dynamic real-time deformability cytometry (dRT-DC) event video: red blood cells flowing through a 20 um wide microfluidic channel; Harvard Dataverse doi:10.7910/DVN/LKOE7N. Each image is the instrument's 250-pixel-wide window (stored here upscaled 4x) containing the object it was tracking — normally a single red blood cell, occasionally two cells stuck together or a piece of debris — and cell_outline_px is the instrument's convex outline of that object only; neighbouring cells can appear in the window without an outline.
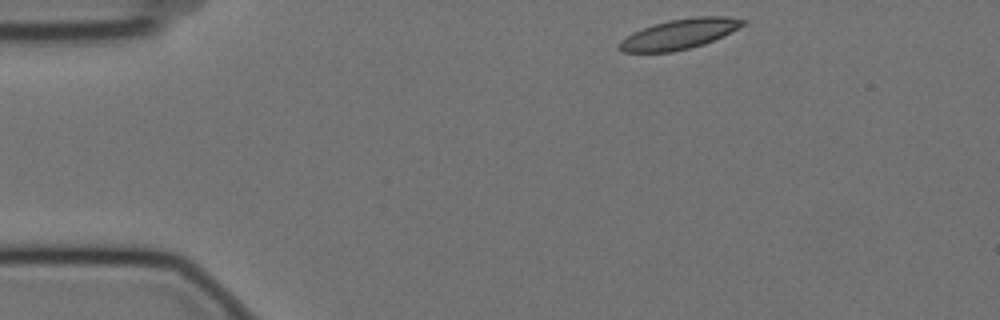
{"species": "Egyptian fruit bat (a non-hibernating species)", "species_latin": "Rousettus aegyptiacus", "temperature_condition": "cold", "stored_images_in_passage": 49, "camera_frame_rate_fps": 3000, "um_per_image_px": 0.085, "animal": {"sex": "female"}, "frame": {"image": 1, "passage_image": 1, "time_ms": 0.0, "image_size_px": [1000, 320], "cell_outline_px": [[748, 20], [744, 24], [704, 44], [672, 52], [624, 52], [616, 48], [620, 40], [632, 32], [668, 20], [692, 16], [728, 16]], "centroid_in_image_um": [57.7, 2.89], "position_along_channel_um": 27.3, "area_um2": 21.44}}
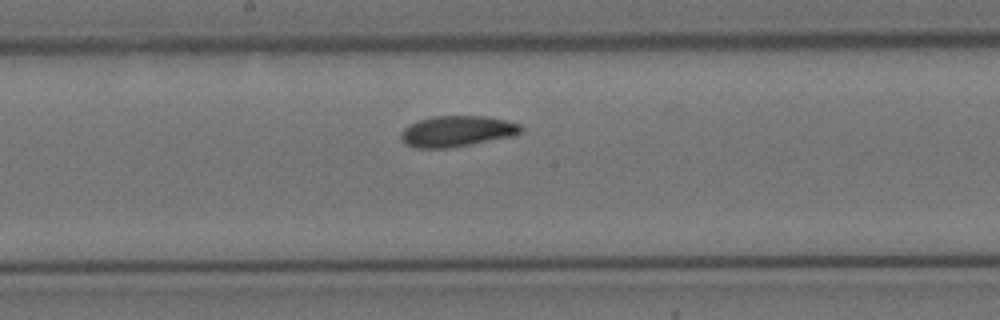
{"frame": {"image": 2, "passage_image": 22, "time_ms": 7.0, "image_size_px": [1000, 320], "cell_outline_px": [[524, 128], [520, 132], [512, 136], [468, 144], [444, 148], [416, 148], [404, 144], [400, 140], [400, 132], [408, 124], [432, 116], [484, 116], [504, 120], [520, 124]], "centroid_in_image_um": [38.77, 11.15], "position_along_channel_um": 209.4, "area_um2": 21.44}}
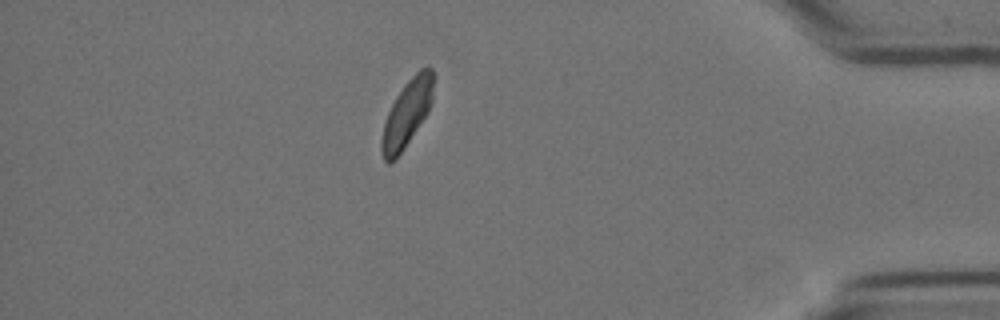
{"frame": {"image": 3, "passage_image": 42, "time_ms": 13.667, "image_size_px": [1000, 320], "cell_outline_px": [[432, 100], [428, 112], [396, 160], [388, 164], [384, 160], [380, 152], [380, 140], [384, 124], [388, 112], [396, 96], [404, 84], [420, 68], [432, 68]], "centroid_in_image_um": [34.54, 9.7], "position_along_channel_um": 400.7, "area_um2": 19.94}, "authors_computed_cell_mechanics": {"area_um2": 21.3282, "velocity_mm_per_s": 3.4788, "shape_relaxation_time_tau1_ms": 4.9274, "shape_relaxation_time_tau2_ms": 2.7598, "deformation_change_tau1": 0.1021, "deformation_change_tau2": 0.0547}}